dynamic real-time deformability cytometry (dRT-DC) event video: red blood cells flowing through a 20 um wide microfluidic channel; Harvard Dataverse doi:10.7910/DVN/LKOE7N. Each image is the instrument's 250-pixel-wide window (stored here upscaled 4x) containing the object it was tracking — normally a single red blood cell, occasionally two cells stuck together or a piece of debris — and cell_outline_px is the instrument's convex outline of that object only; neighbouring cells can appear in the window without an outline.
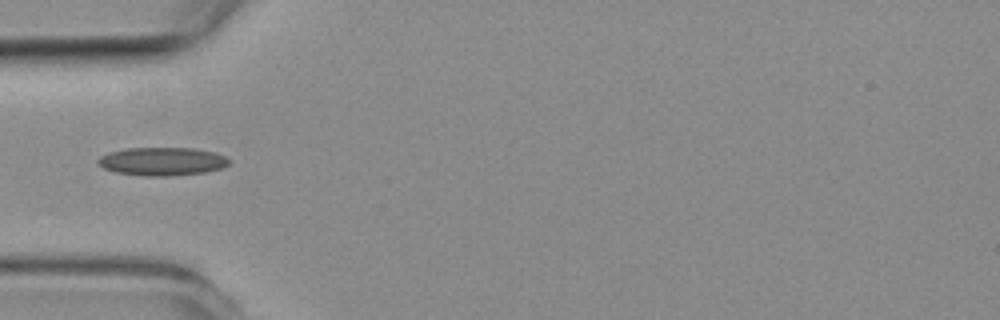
{"species": "common noctule bat (a hibernating species)", "species_latin": "Nyctalus noctula", "temperature_condition": "room temperature", "stored_images_in_passage": 2, "camera_frame_rate_fps": 3000, "um_per_image_px": 0.085, "animal": {"sex": "female", "body_mass_g": 19.3, "forearm_length_mm": 54.1}, "frame": {"image": 1, "passage_image": 1, "time_ms": 0.0, "image_size_px": [1000, 320], "cell_outline_px": [[228, 164], [220, 168], [204, 172], [172, 176], [144, 176], [116, 172], [104, 168], [96, 160], [100, 156], [108, 152], [128, 148], [192, 148], [216, 152], [224, 156], [228, 160]], "centroid_in_image_um": [13.76, 13.71], "position_along_channel_um": 71.2, "area_um2": 21.44}}